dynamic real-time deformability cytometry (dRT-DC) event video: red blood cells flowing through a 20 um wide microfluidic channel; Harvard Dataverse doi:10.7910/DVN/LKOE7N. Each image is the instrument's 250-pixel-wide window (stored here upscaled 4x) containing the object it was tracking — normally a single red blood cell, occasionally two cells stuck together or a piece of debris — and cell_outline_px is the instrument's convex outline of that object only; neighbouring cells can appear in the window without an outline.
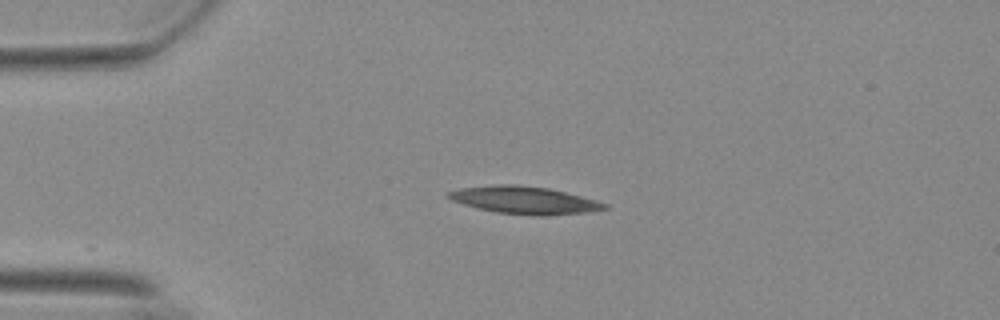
{"species": "Egyptian fruit bat (a non-hibernating species)", "species_latin": "Rousettus aegyptiacus", "temperature_condition": "warm", "stored_images_in_passage": 8, "camera_frame_rate_fps": 3000, "um_per_image_px": 0.085, "animal": {"sex": "female"}, "frame": {"image": 1, "passage_image": 1, "time_ms": 0.0, "image_size_px": [1000, 320], "cell_outline_px": [[608, 208], [588, 212], [544, 216], [536, 216], [496, 212], [464, 204], [452, 200], [444, 196], [448, 192], [460, 188], [496, 184], [516, 184], [548, 188], [596, 200], [608, 204]], "centroid_in_image_um": [44.57, 17.01], "position_along_channel_um": 40.4, "area_um2": 24.91}}
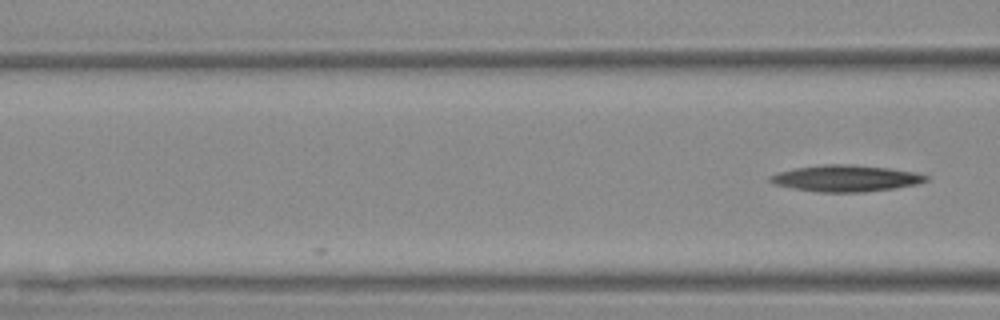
{"frame": {"image": 2, "passage_image": 8, "time_ms": 2.333, "image_size_px": [1000, 320], "cell_outline_px": [[928, 180], [916, 184], [896, 188], [864, 192], [820, 192], [796, 188], [776, 184], [768, 180], [768, 176], [780, 172], [796, 168], [824, 164], [852, 164], [888, 168], [916, 172], [928, 176]], "centroid_in_image_um": [71.93, 15.15], "position_along_channel_um": 94.7, "area_um2": 23.81}}